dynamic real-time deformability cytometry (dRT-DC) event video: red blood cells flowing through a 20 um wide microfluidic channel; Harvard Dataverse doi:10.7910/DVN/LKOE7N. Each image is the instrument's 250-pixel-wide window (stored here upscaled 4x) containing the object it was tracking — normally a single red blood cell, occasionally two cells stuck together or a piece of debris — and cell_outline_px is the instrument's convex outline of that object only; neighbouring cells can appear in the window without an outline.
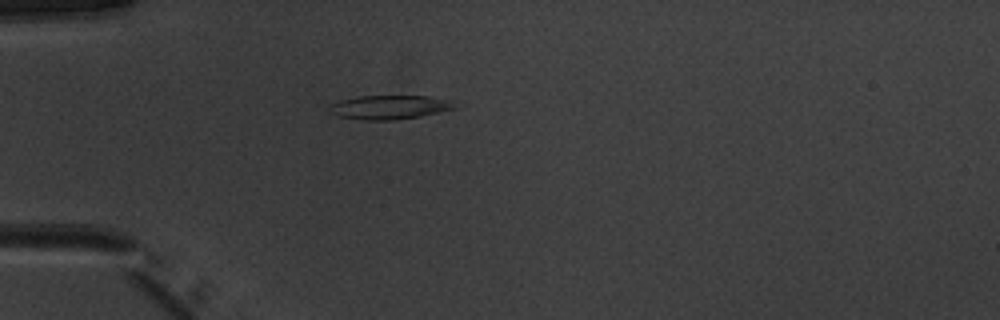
{"species": "common noctule bat (a hibernating species)", "species_latin": "Nyctalus noctula", "temperature_condition": "warm", "stored_images_in_passage": 39, "camera_frame_rate_fps": 3000, "um_per_image_px": 0.085, "animal": {"sex": "male", "body_mass_g": 20.1, "forearm_length_mm": 53.5}, "frame": {"image": 1, "passage_image": 3, "time_ms": 0.667, "image_size_px": [1000, 320], "cell_outline_px": [[456, 108], [420, 116], [392, 120], [364, 120], [336, 116], [328, 112], [328, 108], [332, 104], [340, 100], [356, 96], [428, 96], [448, 100]], "centroid_in_image_um": [33.01, 9.11], "position_along_channel_um": 52.0, "area_um2": 17.34}}
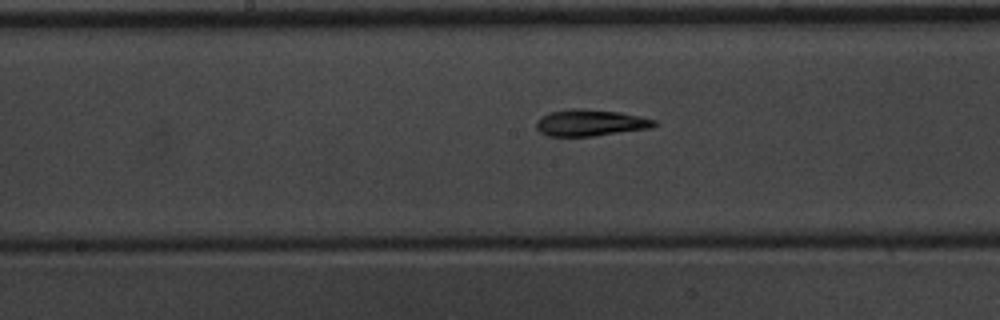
{"frame": {"image": 2, "passage_image": 15, "time_ms": 4.667, "image_size_px": [1000, 320], "cell_outline_px": [[656, 124], [652, 128], [592, 136], [548, 136], [540, 132], [536, 128], [536, 120], [552, 112], [572, 108], [580, 108], [620, 112], [656, 120]], "centroid_in_image_um": [50.18, 10.44], "position_along_channel_um": 198.0, "area_um2": 18.09}}
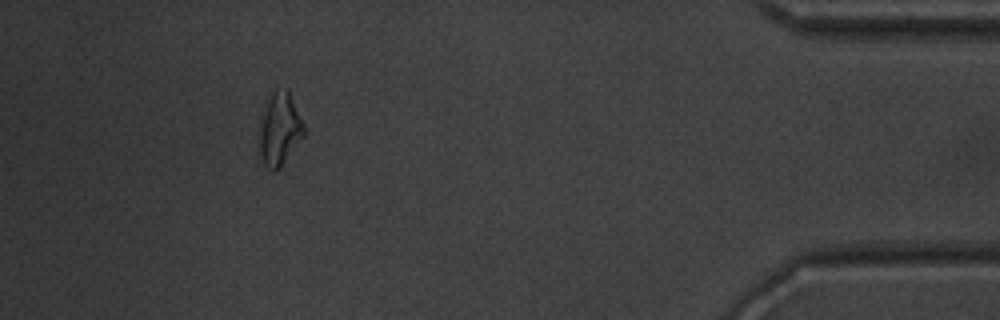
{"frame": {"image": 3, "passage_image": 35, "time_ms": 11.333, "image_size_px": [1000, 320], "cell_outline_px": [[304, 136], [276, 172], [272, 172], [264, 164], [256, 140], [264, 104], [272, 92], [276, 88], [288, 88], [304, 124]], "centroid_in_image_um": [23.73, 10.95], "position_along_channel_um": 411.5, "area_um2": 19.42}, "authors_computed_cell_mechanics": {"area_um2": 17.8602, "velocity_mm_per_s": 3.9851, "shape_relaxation_time_tau1_ms": 3.4833, "shape_relaxation_time_tau2_ms": 3.8115, "deformation_change_tau1": 0.1669, "deformation_change_tau2": 0.1356}}